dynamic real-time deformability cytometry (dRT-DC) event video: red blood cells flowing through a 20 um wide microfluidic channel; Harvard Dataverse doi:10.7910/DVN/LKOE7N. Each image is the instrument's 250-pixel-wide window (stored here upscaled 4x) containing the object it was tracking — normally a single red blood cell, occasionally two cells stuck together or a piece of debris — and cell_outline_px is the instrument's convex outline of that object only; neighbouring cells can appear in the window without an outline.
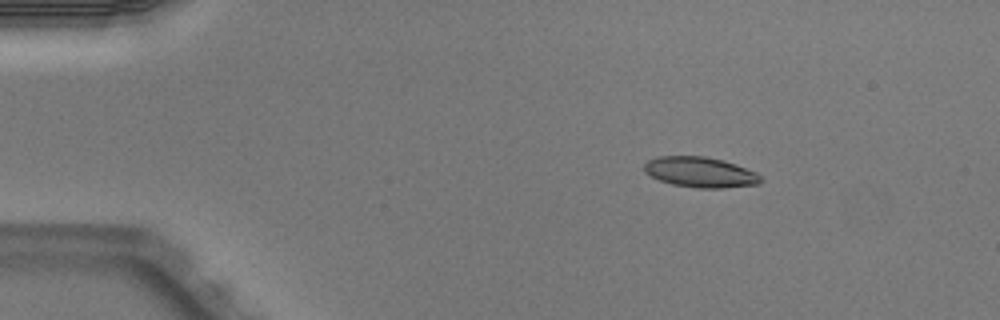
{"species": "Egyptian fruit bat (a non-hibernating species)", "species_latin": "Rousettus aegyptiacus", "temperature_condition": "warm", "stored_images_in_passage": 3, "camera_frame_rate_fps": 3000, "um_per_image_px": 0.085, "animal": {"sex": "male"}, "frame": {"image": 1, "passage_image": 1, "time_ms": 0.0, "image_size_px": [1000, 320], "cell_outline_px": [[764, 180], [760, 184], [720, 188], [696, 188], [672, 184], [660, 180], [644, 172], [644, 164], [648, 160], [656, 156], [704, 156], [724, 160], [736, 164], [756, 172]], "centroid_in_image_um": [59.54, 14.63], "position_along_channel_um": 25.5, "area_um2": 20.75}}